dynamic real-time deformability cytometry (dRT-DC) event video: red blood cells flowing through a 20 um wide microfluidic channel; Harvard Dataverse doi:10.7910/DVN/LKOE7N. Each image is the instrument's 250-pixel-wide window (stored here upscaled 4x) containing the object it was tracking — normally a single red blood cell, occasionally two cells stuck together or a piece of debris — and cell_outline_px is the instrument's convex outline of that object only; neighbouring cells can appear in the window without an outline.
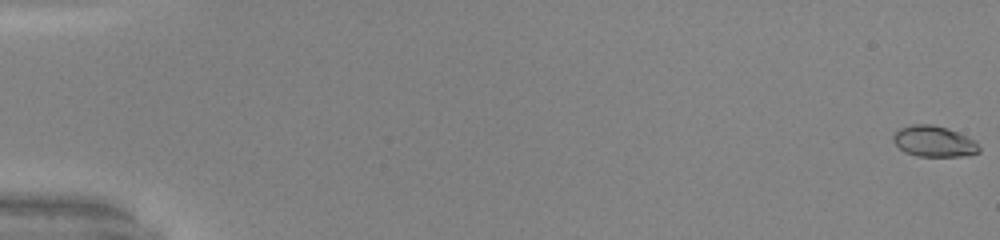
{"species": "common noctule bat (a hibernating species)", "species_latin": "Nyctalus noctula", "temperature_condition": "warm", "stored_images_in_passage": 53, "camera_frame_rate_fps": 3000, "um_per_image_px": 0.085, "animal": {"sex": "male", "body_mass_g": 20.0, "forearm_length_mm": 53.3}, "frame": {"image": 1, "passage_image": 1, "time_ms": 0.0, "image_size_px": [1000, 240], "cell_outline_px": [[980, 152], [960, 156], [916, 156], [904, 152], [892, 140], [892, 136], [900, 128], [912, 124], [932, 124], [948, 128], [976, 140], [980, 148]], "centroid_in_image_um": [79.39, 12.01], "position_along_channel_um": 5.6, "area_um2": 15.55}}
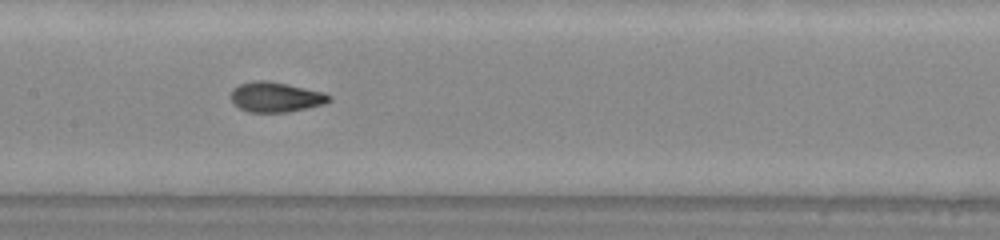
{"frame": {"image": 2, "passage_image": 28, "time_ms": 9.0, "image_size_px": [1000, 240], "cell_outline_px": [[332, 100], [324, 104], [288, 112], [248, 112], [240, 108], [232, 100], [232, 88], [240, 84], [252, 80], [264, 80], [288, 84], [324, 92], [332, 96]], "centroid_in_image_um": [23.46, 8.24], "position_along_channel_um": 183.9, "area_um2": 17.17}}
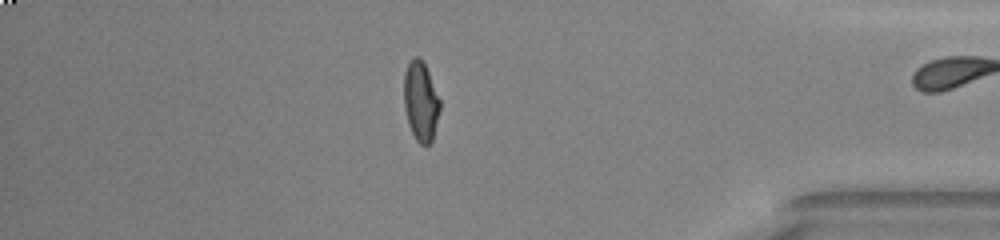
{"frame": {"image": 3, "passage_image": 46, "time_ms": 15.0, "image_size_px": [1000, 240], "cell_outline_px": [[440, 108], [432, 140], [428, 144], [420, 144], [416, 140], [408, 124], [404, 108], [404, 72], [408, 60], [412, 56], [420, 56], [428, 72], [440, 100]], "centroid_in_image_um": [35.73, 8.56], "position_along_channel_um": 399.5, "area_um2": 16.7}, "authors_computed_cell_mechanics": {"area_um2": 16.5886, "velocity_mm_per_s": 4.0808, "shape_relaxation_time_tau1_ms": 6.0589, "shape_relaxation_time_tau2_ms": 0.7184, "deformation_change_tau1": 0.2686, "deformation_change_tau2": 0.0603}}